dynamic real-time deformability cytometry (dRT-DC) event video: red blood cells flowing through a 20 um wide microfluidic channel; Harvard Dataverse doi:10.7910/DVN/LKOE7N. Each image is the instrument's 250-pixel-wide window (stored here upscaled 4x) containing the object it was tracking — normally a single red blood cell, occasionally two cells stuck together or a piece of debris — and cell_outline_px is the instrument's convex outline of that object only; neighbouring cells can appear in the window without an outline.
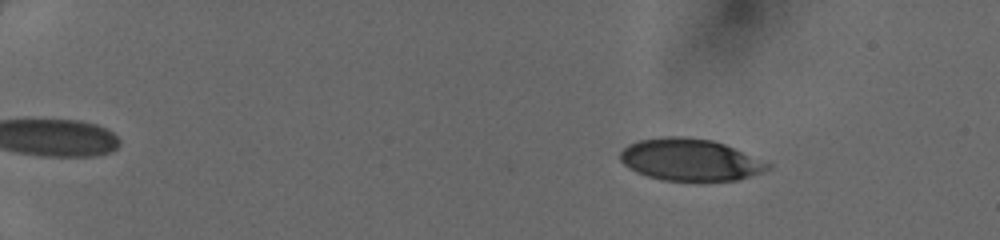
{"species": "human", "species_latin": "Homo sapiens", "temperature_condition": "cold", "stored_images_in_passage": 45, "camera_frame_rate_fps": 3000, "um_per_image_px": 0.085, "donor": {"sex": "female"}, "frame": {"image": 1, "passage_image": 4, "time_ms": 1.0, "image_size_px": [1000, 240], "cell_outline_px": [[772, 168], [736, 180], [664, 180], [648, 176], [636, 172], [624, 164], [620, 160], [620, 152], [628, 144], [640, 140], [664, 136], [684, 136], [712, 140], [724, 144], [772, 164]], "centroid_in_image_um": [58.63, 13.56], "position_along_channel_um": 26.4, "area_um2": 35.72}}
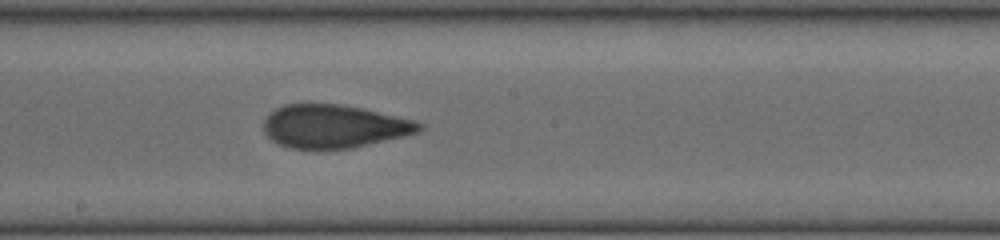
{"frame": {"image": 2, "passage_image": 26, "time_ms": 8.333, "image_size_px": [1000, 240], "cell_outline_px": [[424, 128], [420, 132], [404, 136], [352, 148], [288, 148], [272, 140], [264, 132], [264, 120], [276, 108], [284, 104], [340, 104], [360, 108], [416, 120], [424, 124]], "centroid_in_image_um": [28.43, 10.73], "position_along_channel_um": 219.8, "area_um2": 38.96}}
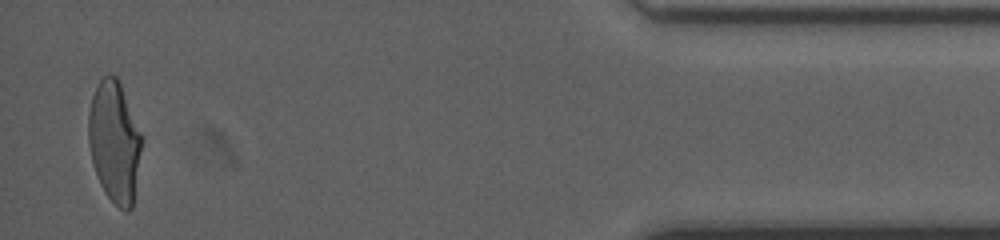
{"frame": {"image": 3, "passage_image": 44, "time_ms": 14.333, "image_size_px": [1000, 240], "cell_outline_px": [[144, 140], [132, 208], [128, 212], [124, 212], [104, 192], [100, 184], [92, 160], [88, 144], [88, 116], [92, 96], [100, 80], [104, 76], [116, 76], [120, 80], [144, 136]], "centroid_in_image_um": [9.77, 12.04], "position_along_channel_um": 425.4, "area_um2": 38.26}}